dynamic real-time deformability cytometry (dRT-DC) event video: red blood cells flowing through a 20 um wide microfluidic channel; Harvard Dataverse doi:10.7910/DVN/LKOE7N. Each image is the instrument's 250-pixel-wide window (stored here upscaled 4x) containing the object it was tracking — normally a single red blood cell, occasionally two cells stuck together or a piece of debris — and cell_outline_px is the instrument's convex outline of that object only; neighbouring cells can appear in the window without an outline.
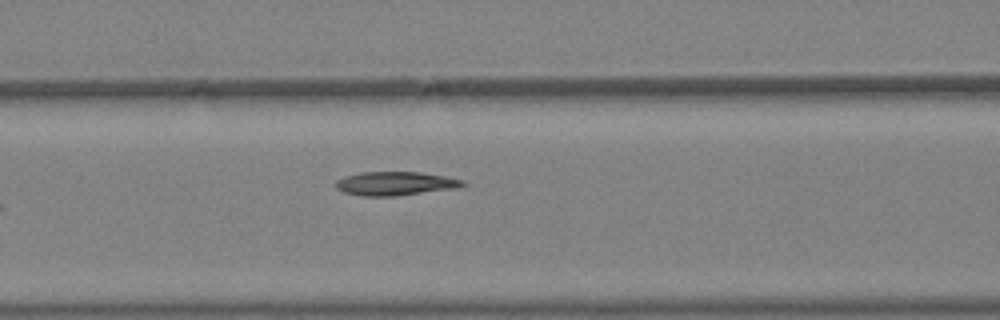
{"species": "Egyptian fruit bat (a non-hibernating species)", "species_latin": "Rousettus aegyptiacus", "temperature_condition": "warm", "stored_images_in_passage": 5, "camera_frame_rate_fps": 3000, "um_per_image_px": 0.085, "animal": {"sex": "female"}, "frame": {"image": 1, "passage_image": 5, "time_ms": 1.333, "image_size_px": [1000, 320], "cell_outline_px": [[468, 184], [456, 188], [396, 196], [364, 196], [344, 192], [336, 188], [336, 180], [344, 176], [360, 172], [420, 172], [444, 176], [464, 180]], "centroid_in_image_um": [33.6, 15.59], "position_along_channel_um": 133.0, "area_um2": 17.57}}